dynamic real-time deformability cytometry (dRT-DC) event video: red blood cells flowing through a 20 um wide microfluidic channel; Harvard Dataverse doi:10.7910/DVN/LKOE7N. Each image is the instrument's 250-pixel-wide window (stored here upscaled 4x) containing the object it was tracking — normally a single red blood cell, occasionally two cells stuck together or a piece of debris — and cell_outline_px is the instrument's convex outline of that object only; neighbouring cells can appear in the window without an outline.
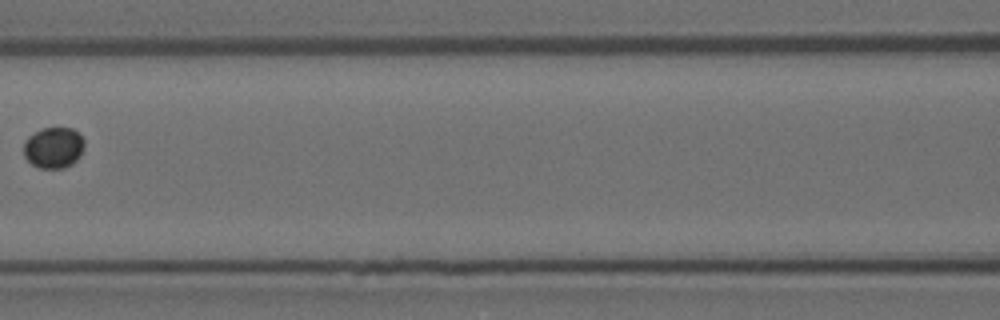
{"species": "Egyptian fruit bat (a non-hibernating species)", "species_latin": "Rousettus aegyptiacus", "temperature_condition": "room temperature", "stored_images_in_passage": 9, "camera_frame_rate_fps": 3000, "um_per_image_px": 0.085, "animal": {"sex": "female"}, "frame": {"image": 1, "passage_image": 9, "time_ms": 2.667, "image_size_px": [1000, 320], "cell_outline_px": [[84, 148], [80, 156], [72, 164], [64, 168], [40, 168], [32, 164], [24, 156], [24, 140], [28, 136], [40, 128], [72, 128], [84, 140]], "centroid_in_image_um": [4.54, 12.55], "position_along_channel_um": 162.1, "area_um2": 14.57}}